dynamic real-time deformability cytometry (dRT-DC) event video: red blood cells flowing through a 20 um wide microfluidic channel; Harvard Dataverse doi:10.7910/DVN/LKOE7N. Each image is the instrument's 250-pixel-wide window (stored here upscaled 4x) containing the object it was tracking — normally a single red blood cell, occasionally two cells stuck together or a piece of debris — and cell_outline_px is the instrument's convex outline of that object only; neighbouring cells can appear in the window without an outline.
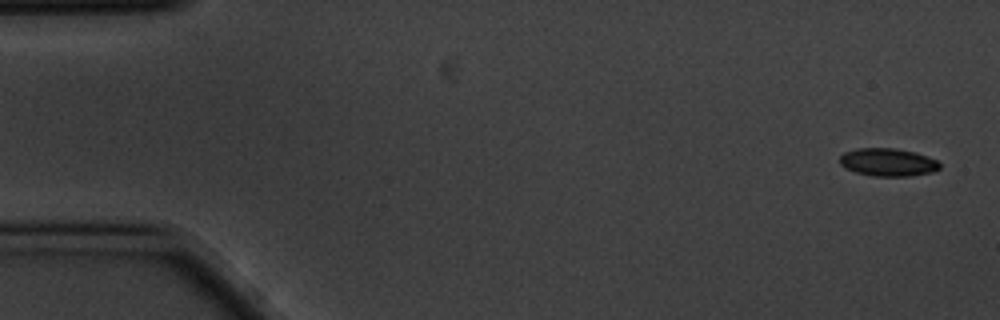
{"species": "common noctule bat (a hibernating species)", "species_latin": "Nyctalus noctula", "temperature_condition": "cold", "stored_images_in_passage": 5, "camera_frame_rate_fps": 3000, "um_per_image_px": 0.085, "animal": {"sex": "male", "body_mass_g": 20.1, "forearm_length_mm": 53.5}, "frame": {"image": 1, "passage_image": 1, "time_ms": 0.0, "image_size_px": [1000, 320], "cell_outline_px": [[940, 168], [932, 172], [908, 176], [872, 176], [856, 172], [840, 164], [840, 156], [844, 152], [856, 148], [896, 148], [916, 152], [928, 156], [936, 160], [940, 164]], "centroid_in_image_um": [75.48, 13.78], "position_along_channel_um": 9.5, "area_um2": 16.24}}
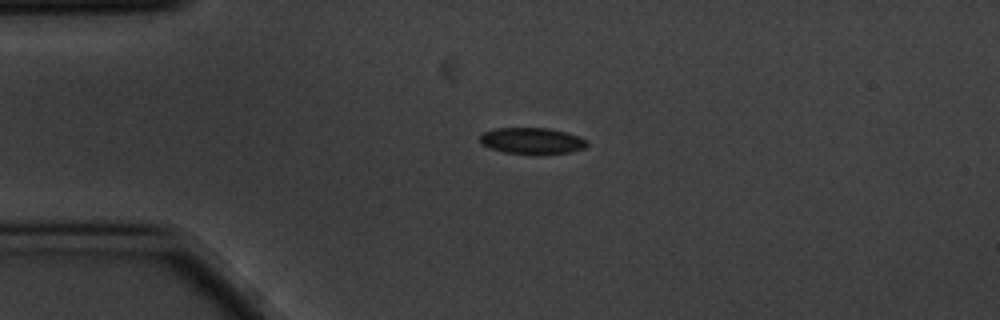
{"frame": {"image": 2, "passage_image": 4, "time_ms": 1.0, "image_size_px": [1000, 320], "cell_outline_px": [[588, 144], [584, 148], [568, 152], [504, 152], [488, 148], [480, 144], [480, 136], [484, 132], [496, 128], [548, 128], [580, 136], [588, 140]], "centroid_in_image_um": [45.19, 11.93], "position_along_channel_um": 39.8, "area_um2": 15.9}}